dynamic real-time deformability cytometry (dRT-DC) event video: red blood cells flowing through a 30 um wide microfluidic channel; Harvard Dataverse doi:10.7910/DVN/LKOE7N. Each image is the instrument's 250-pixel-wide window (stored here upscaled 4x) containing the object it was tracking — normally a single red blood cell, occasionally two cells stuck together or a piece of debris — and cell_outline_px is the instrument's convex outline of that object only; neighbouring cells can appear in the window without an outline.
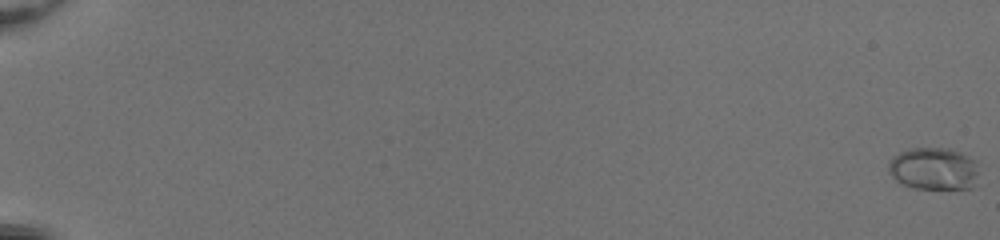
{"species": "common noctule bat (a hibernating species)", "species_latin": "Nyctalus noctula", "temperature_condition": "room temperature", "stored_images_in_passage": 9, "camera_frame_rate_fps": 3000, "um_per_image_px": 0.085, "animal": {"sex": "female", "body_mass_g": 20.0, "forearm_length_mm": 54.0}, "frame": {"image": 1, "passage_image": 1, "time_ms": 0.0, "image_size_px": [1000, 240], "cell_outline_px": [[976, 172], [972, 188], [912, 188], [900, 184], [888, 172], [888, 164], [892, 156], [908, 148], [948, 148], [960, 152], [976, 160]], "centroid_in_image_um": [79.3, 14.32], "position_along_channel_um": 5.7, "area_um2": 22.25}}